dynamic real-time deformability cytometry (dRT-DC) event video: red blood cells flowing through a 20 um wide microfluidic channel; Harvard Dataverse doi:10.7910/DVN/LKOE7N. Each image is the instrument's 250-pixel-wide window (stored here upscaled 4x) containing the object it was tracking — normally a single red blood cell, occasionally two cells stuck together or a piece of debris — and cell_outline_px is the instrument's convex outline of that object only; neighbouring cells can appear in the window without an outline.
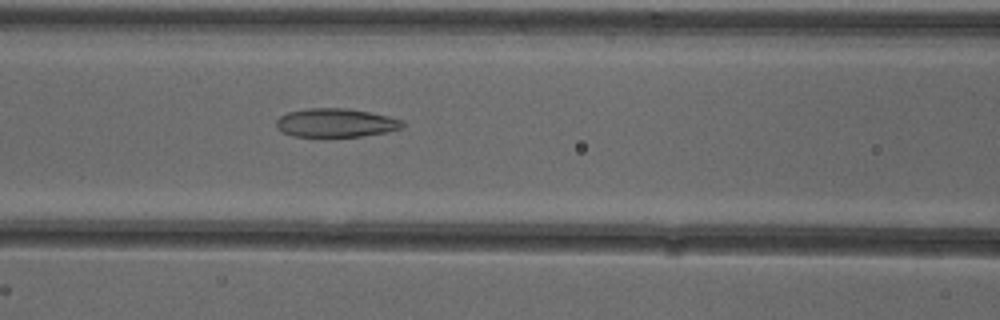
{"species": "common noctule bat (a hibernating species)", "species_latin": "Nyctalus noctula", "temperature_condition": "cold", "stored_images_in_passage": 52, "camera_frame_rate_fps": 3000, "um_per_image_px": 0.085, "animal": {"sex": "female"}, "frame": {"image": 1, "passage_image": 23, "time_ms": 7.333, "image_size_px": [1000, 320], "cell_outline_px": [[404, 128], [388, 132], [360, 136], [292, 136], [276, 128], [276, 120], [280, 116], [288, 112], [308, 108], [344, 108], [368, 112], [388, 116], [404, 120]], "centroid_in_image_um": [28.56, 10.44], "position_along_channel_um": 138.0, "area_um2": 21.04}}
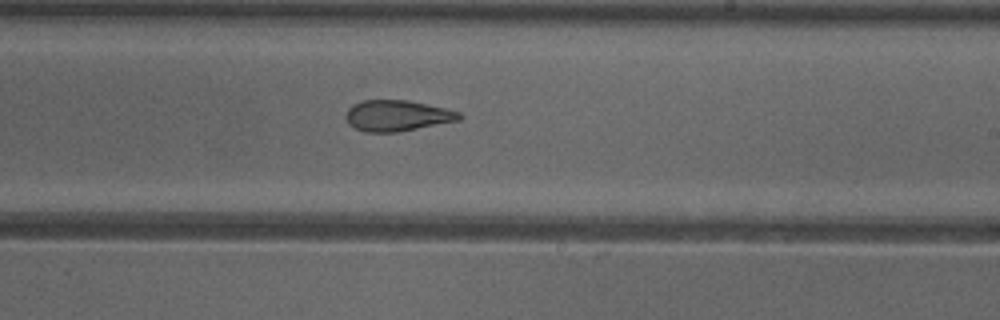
{"frame": {"image": 2, "passage_image": 32, "time_ms": 10.333, "image_size_px": [1000, 320], "cell_outline_px": [[464, 116], [460, 120], [396, 132], [364, 132], [348, 124], [344, 116], [348, 108], [352, 104], [360, 100], [408, 100], [444, 108], [460, 112]], "centroid_in_image_um": [33.72, 9.82], "position_along_channel_um": 255.3, "area_um2": 20.52}}
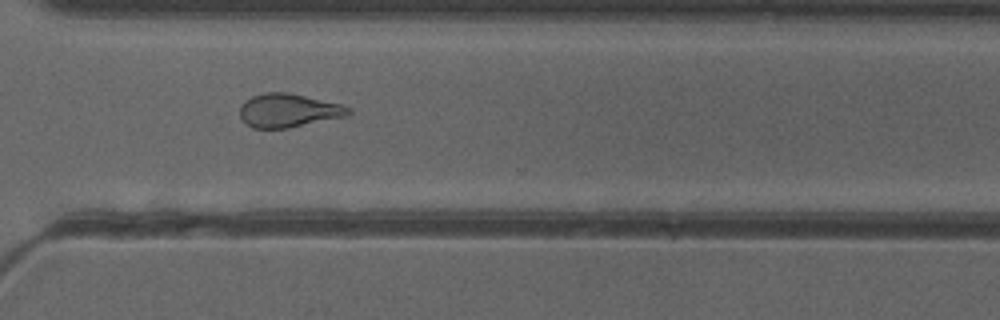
{"frame": {"image": 3, "passage_image": 39, "time_ms": 12.667, "image_size_px": [1000, 320], "cell_outline_px": [[352, 112], [348, 116], [288, 128], [252, 128], [240, 116], [240, 104], [244, 100], [252, 96], [264, 92], [288, 92], [340, 104], [352, 108]], "centroid_in_image_um": [24.52, 9.38], "position_along_channel_um": 346.1, "area_um2": 21.33}}